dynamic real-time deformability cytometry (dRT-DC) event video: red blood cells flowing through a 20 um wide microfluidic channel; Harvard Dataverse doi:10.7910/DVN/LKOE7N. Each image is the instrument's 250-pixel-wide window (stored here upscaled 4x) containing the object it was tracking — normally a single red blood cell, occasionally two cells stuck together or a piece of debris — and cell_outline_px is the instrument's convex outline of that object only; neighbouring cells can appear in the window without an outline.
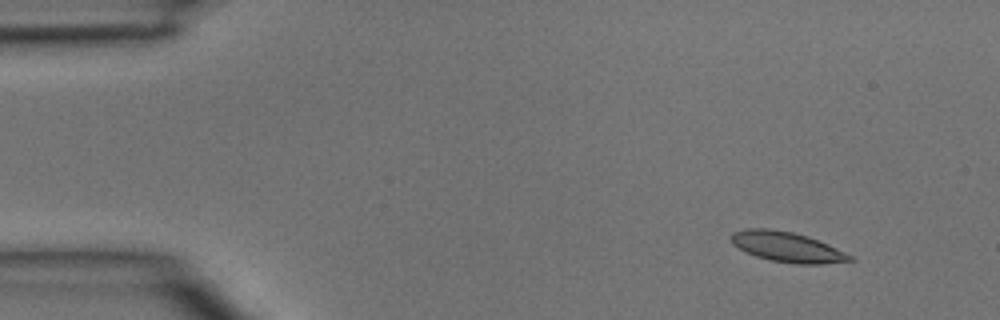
{"species": "common noctule bat (a hibernating species)", "species_latin": "Nyctalus noctula", "temperature_condition": "room temperature", "stored_images_in_passage": 2, "camera_frame_rate_fps": 3000, "um_per_image_px": 0.085, "animal": {"sex": "male", "body_mass_g": 15.6}, "frame": {"image": 1, "passage_image": 1, "time_ms": 0.0, "image_size_px": [1000, 320], "cell_outline_px": [[856, 260], [824, 264], [796, 264], [772, 260], [756, 256], [732, 244], [732, 232], [744, 228], [768, 228], [792, 232], [808, 236], [828, 244], [852, 256]], "centroid_in_image_um": [66.92, 20.98], "position_along_channel_um": 18.1, "area_um2": 20.69}}